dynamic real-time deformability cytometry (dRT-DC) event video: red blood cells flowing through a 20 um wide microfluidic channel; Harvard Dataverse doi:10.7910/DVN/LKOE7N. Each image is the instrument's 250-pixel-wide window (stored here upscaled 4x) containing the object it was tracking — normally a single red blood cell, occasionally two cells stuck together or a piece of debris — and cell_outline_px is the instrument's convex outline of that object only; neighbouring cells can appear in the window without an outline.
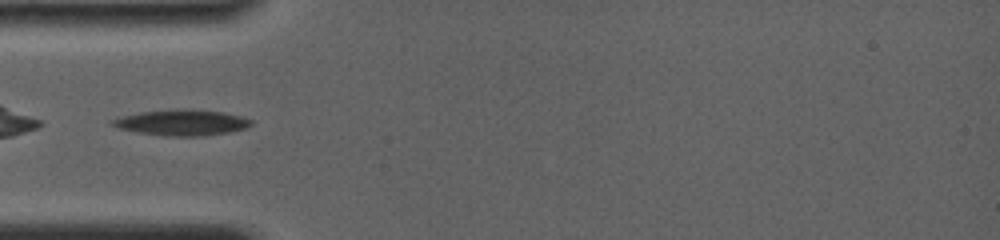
{"species": "common noctule bat (a hibernating species)", "species_latin": "Nyctalus noctula", "temperature_condition": "room temperature", "stored_images_in_passage": 57, "camera_frame_rate_fps": 4000, "um_per_image_px": 0.085, "animal": {"sex": "female", "body_mass_g": 19.0, "forearm_length_mm": 56.7}, "frame": {"image": 1, "passage_image": 1, "time_ms": 0.0, "image_size_px": [1000, 240], "cell_outline_px": [[252, 124], [248, 128], [228, 132], [204, 136], [164, 136], [136, 132], [116, 128], [108, 124], [112, 120], [124, 116], [140, 112], [184, 108], [224, 112], [240, 116], [252, 120]], "centroid_in_image_um": [15.45, 10.42], "position_along_channel_um": 69.6, "area_um2": 21.04}}
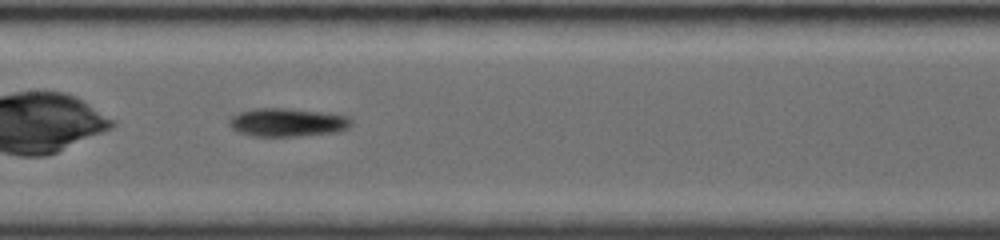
{"frame": {"image": 2, "passage_image": 20, "time_ms": 3.0, "image_size_px": [1000, 240], "cell_outline_px": [[352, 124], [348, 128], [336, 132], [296, 136], [256, 136], [240, 132], [232, 128], [228, 124], [228, 120], [232, 116], [240, 112], [252, 108], [284, 108], [320, 112], [348, 116], [352, 120]], "centroid_in_image_um": [24.42, 10.4], "position_along_channel_um": 183.0, "area_um2": 20.0}}
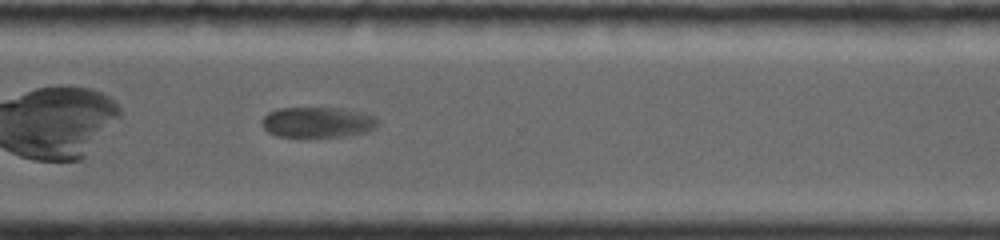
{"frame": {"image": 3, "passage_image": 48, "time_ms": 7.25, "image_size_px": [1000, 240], "cell_outline_px": [[380, 124], [376, 128], [368, 132], [348, 136], [276, 136], [268, 132], [264, 128], [264, 116], [268, 112], [276, 108], [336, 108], [364, 112], [376, 116], [380, 120]], "centroid_in_image_um": [27.09, 10.38], "position_along_channel_um": 343.5, "area_um2": 20.75}}